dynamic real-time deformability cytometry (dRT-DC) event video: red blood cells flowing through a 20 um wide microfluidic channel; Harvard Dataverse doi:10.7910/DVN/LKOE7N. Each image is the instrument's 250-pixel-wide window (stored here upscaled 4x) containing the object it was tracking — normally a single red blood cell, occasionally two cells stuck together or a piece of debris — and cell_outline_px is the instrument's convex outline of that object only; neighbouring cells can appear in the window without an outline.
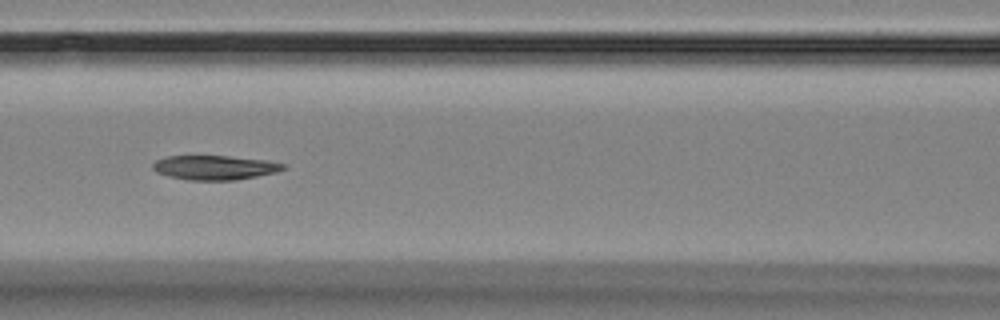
{"species": "Egyptian fruit bat (a non-hibernating species)", "species_latin": "Rousettus aegyptiacus", "temperature_condition": "room temperature", "stored_images_in_passage": 15, "camera_frame_rate_fps": 3000, "um_per_image_px": 0.085, "animal": {"sex": "female"}, "frame": {"image": 1, "passage_image": 7, "time_ms": 6.667, "image_size_px": [1000, 320], "cell_outline_px": [[284, 168], [276, 172], [236, 180], [188, 180], [168, 176], [156, 172], [152, 168], [152, 164], [156, 160], [168, 156], [228, 156], [268, 160], [284, 164]], "centroid_in_image_um": [18.22, 14.24], "position_along_channel_um": 148.4, "area_um2": 18.44}}
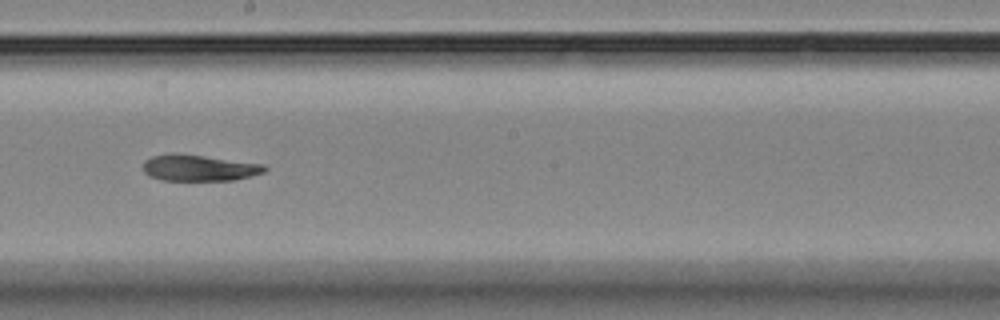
{"frame": {"image": 2, "passage_image": 9, "time_ms": 9.0, "image_size_px": [1000, 320], "cell_outline_px": [[268, 168], [264, 172], [252, 176], [232, 180], [160, 180], [148, 176], [144, 172], [144, 160], [152, 156], [172, 152], [204, 156], [264, 164]], "centroid_in_image_um": [16.89, 14.26], "position_along_channel_um": 231.3, "area_um2": 18.67}}
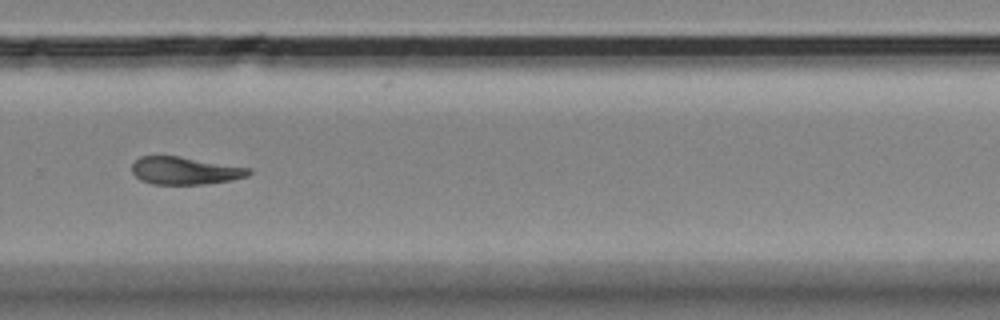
{"frame": {"image": 3, "passage_image": 11, "time_ms": 11.333, "image_size_px": [1000, 320], "cell_outline_px": [[252, 172], [248, 176], [228, 180], [200, 184], [152, 184], [140, 180], [132, 172], [132, 164], [140, 156], [180, 156], [248, 168]], "centroid_in_image_um": [15.67, 14.5], "position_along_channel_um": 314.1, "area_um2": 18.5}}